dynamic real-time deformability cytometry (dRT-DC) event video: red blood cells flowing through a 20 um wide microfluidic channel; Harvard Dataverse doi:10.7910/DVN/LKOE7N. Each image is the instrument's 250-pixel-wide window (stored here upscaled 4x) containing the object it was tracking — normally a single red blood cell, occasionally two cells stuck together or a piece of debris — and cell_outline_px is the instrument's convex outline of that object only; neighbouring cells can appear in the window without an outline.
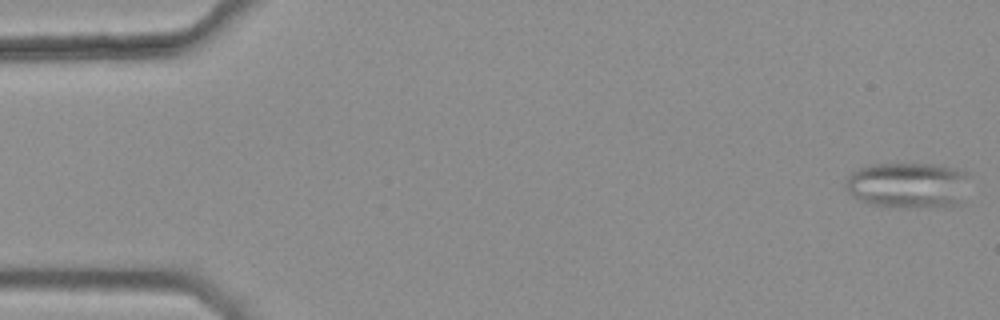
{"species": "common noctule bat (a hibernating species)", "species_latin": "Nyctalus noctula", "temperature_condition": "warm", "stored_images_in_passage": 5, "camera_frame_rate_fps": 3000, "um_per_image_px": 0.085, "animal": {"sex": "female", "body_mass_g": 25.1}, "frame": {"image": 1, "passage_image": 1, "time_ms": 0.0, "image_size_px": [1000, 320], "cell_outline_px": [[968, 176], [956, 204], [916, 208], [868, 204], [852, 196], [848, 192], [844, 184], [844, 180], [852, 172], [860, 168], [872, 164], [936, 164], [956, 168], [968, 172]], "centroid_in_image_um": [77.08, 15.72], "position_along_channel_um": 7.9, "area_um2": 32.66}}
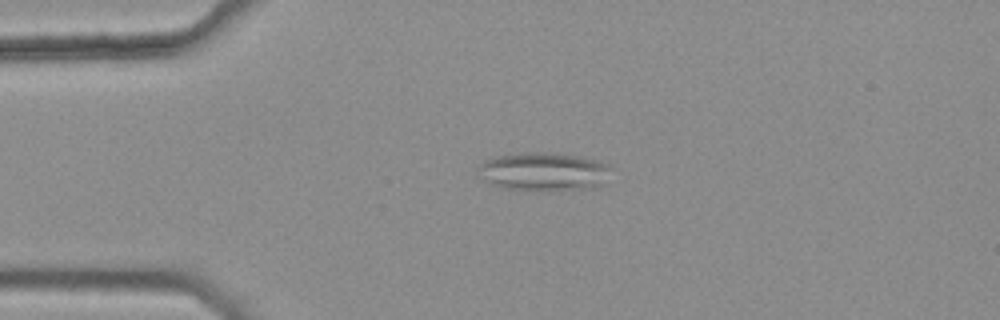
{"frame": {"image": 2, "passage_image": 4, "time_ms": 1.0, "image_size_px": [1000, 320], "cell_outline_px": [[612, 168], [600, 188], [548, 192], [524, 192], [500, 188], [484, 180], [480, 168], [480, 164], [484, 160], [496, 156], [524, 152], [544, 152], [580, 156], [596, 160], [608, 164]], "centroid_in_image_um": [46.26, 14.63], "position_along_channel_um": 38.7, "area_um2": 30.69}}